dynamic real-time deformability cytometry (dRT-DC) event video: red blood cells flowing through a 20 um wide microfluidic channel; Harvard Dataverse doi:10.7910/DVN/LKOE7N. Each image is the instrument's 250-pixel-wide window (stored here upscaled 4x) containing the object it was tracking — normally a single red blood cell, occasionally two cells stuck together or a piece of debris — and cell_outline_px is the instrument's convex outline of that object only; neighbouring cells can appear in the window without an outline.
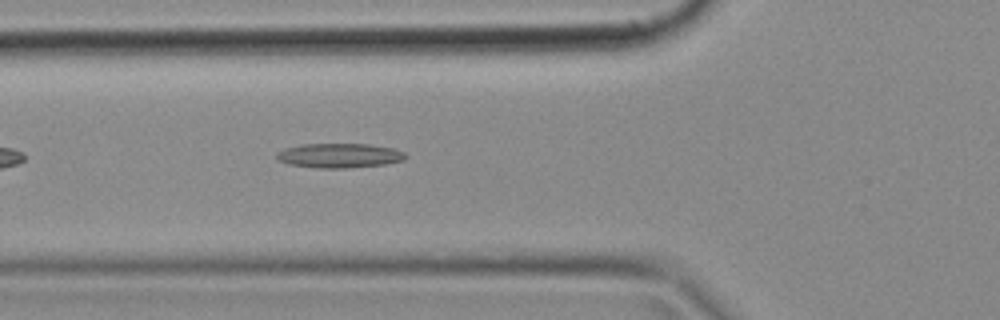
{"species": "common noctule bat (a hibernating species)", "species_latin": "Nyctalus noctula", "temperature_condition": "cold", "stored_images_in_passage": 38, "camera_frame_rate_fps": 3000, "um_per_image_px": 0.085, "animal": {"sex": "female", "body_mass_g": 18.4}, "frame": {"image": 1, "passage_image": 6, "time_ms": 1.667, "image_size_px": [1000, 320], "cell_outline_px": [[408, 156], [404, 160], [384, 164], [348, 168], [316, 168], [288, 164], [276, 160], [276, 152], [284, 148], [300, 144], [368, 144], [392, 148], [404, 152]], "centroid_in_image_um": [28.8, 13.22], "position_along_channel_um": 97.0, "area_um2": 18.55}}
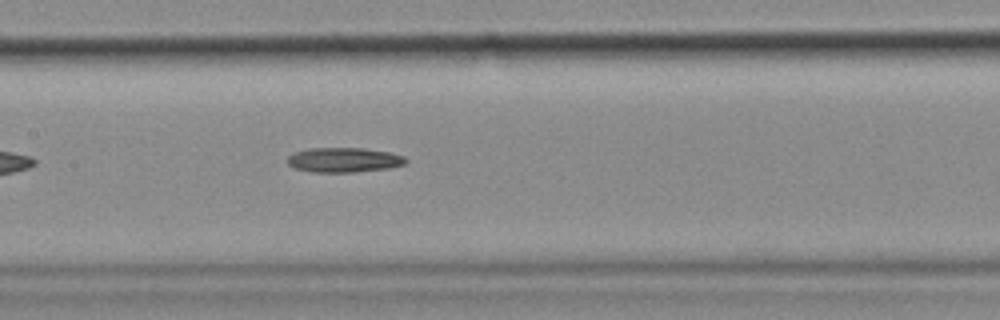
{"frame": {"image": 2, "passage_image": 12, "time_ms": 3.667, "image_size_px": [1000, 320], "cell_outline_px": [[408, 160], [404, 164], [388, 168], [356, 172], [312, 172], [296, 168], [288, 164], [288, 156], [296, 152], [308, 148], [364, 148], [388, 152], [404, 156]], "centroid_in_image_um": [29.24, 13.59], "position_along_channel_um": 178.2, "area_um2": 16.94}}